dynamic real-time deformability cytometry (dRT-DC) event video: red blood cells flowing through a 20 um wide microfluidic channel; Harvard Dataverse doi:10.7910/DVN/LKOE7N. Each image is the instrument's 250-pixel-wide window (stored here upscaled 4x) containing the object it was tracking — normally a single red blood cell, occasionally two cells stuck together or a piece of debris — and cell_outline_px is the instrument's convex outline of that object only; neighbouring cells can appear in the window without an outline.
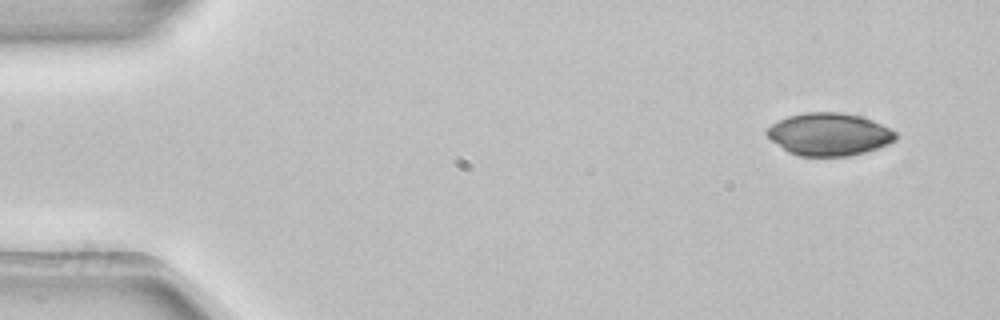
{"species": "common noctule bat (a hibernating species)", "species_latin": "Nyctalus noctula", "temperature_condition": "room temperature", "stored_images_in_passage": 4, "camera_frame_rate_fps": 3000, "um_per_image_px": 0.085, "animal": {"sex": "female", "body_mass_g": 22.7, "forearm_length_mm": 54.2}, "frame": {"image": 1, "passage_image": 1, "time_ms": 0.0, "image_size_px": [1000, 320], "cell_outline_px": [[896, 140], [888, 144], [864, 152], [848, 156], [800, 156], [788, 152], [772, 140], [764, 132], [772, 124], [788, 116], [804, 112], [840, 112], [860, 116], [872, 120], [896, 132]], "centroid_in_image_um": [70.46, 11.41], "position_along_channel_um": 14.5, "area_um2": 31.73}}